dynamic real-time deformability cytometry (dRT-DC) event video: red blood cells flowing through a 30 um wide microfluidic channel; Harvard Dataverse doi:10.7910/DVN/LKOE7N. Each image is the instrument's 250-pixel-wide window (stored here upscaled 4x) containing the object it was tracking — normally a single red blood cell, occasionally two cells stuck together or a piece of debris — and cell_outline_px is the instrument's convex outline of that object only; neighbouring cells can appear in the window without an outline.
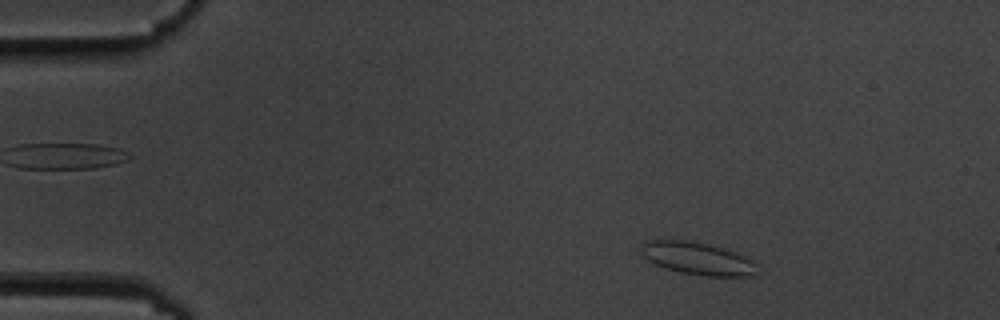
{"species": "common noctule bat (a hibernating species)", "species_latin": "Nyctalus noctula", "temperature_condition": "cold", "stored_images_in_passage": 6, "camera_frame_rate_fps": 3000, "um_per_image_px": 0.085, "animal": {"sex": "male", "body_mass_g": 19.5, "forearm_length_mm": 54.6}, "frame": {"image": 1, "passage_image": 1, "time_ms": 0.0, "image_size_px": [1000, 320], "cell_outline_px": [[756, 276], [704, 276], [680, 272], [664, 268], [648, 260], [640, 252], [640, 248], [644, 240], [692, 240], [724, 248], [736, 252], [752, 260], [756, 264]], "centroid_in_image_um": [59.28, 21.96], "position_along_channel_um": 25.7, "area_um2": 22.2}}
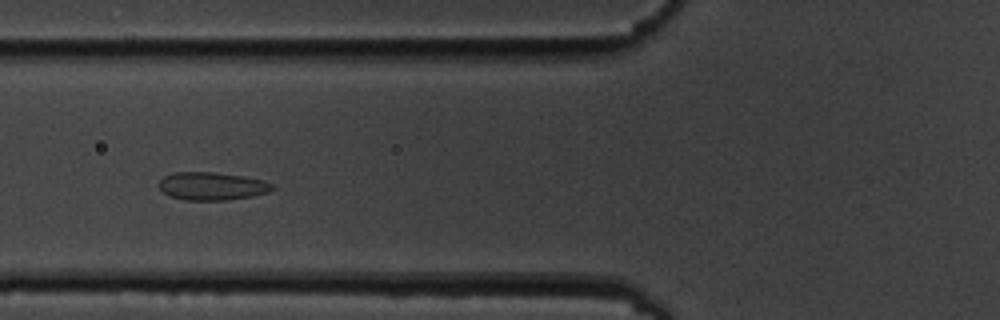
{"frame": {"image": 2, "passage_image": 5, "time_ms": 4.333, "image_size_px": [1000, 320], "cell_outline_px": [[276, 188], [268, 192], [252, 196], [228, 200], [184, 200], [168, 196], [160, 188], [160, 180], [164, 176], [172, 172], [212, 172], [244, 176], [264, 180], [276, 184]], "centroid_in_image_um": [18.06, 15.82], "position_along_channel_um": 107.7, "area_um2": 18.67}}
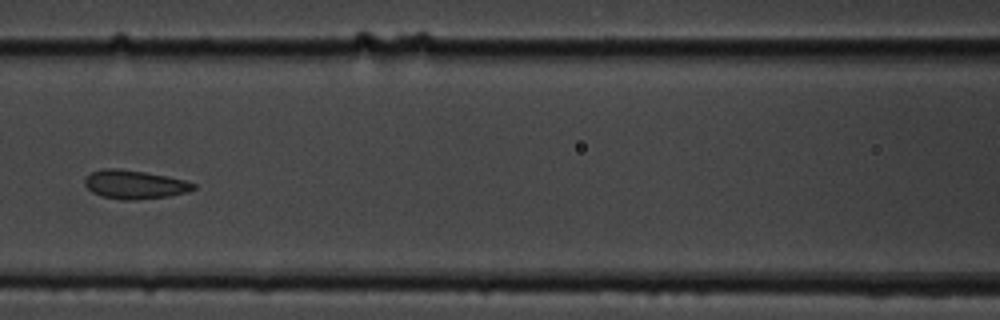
{"frame": {"image": 3, "passage_image": 6, "time_ms": 5.667, "image_size_px": [1000, 320], "cell_outline_px": [[196, 188], [188, 192], [168, 196], [136, 200], [124, 200], [100, 196], [92, 192], [84, 184], [84, 180], [92, 172], [104, 168], [116, 168], [144, 172], [168, 176], [184, 180], [196, 184]], "centroid_in_image_um": [11.45, 15.69], "position_along_channel_um": 155.2, "area_um2": 18.15}}